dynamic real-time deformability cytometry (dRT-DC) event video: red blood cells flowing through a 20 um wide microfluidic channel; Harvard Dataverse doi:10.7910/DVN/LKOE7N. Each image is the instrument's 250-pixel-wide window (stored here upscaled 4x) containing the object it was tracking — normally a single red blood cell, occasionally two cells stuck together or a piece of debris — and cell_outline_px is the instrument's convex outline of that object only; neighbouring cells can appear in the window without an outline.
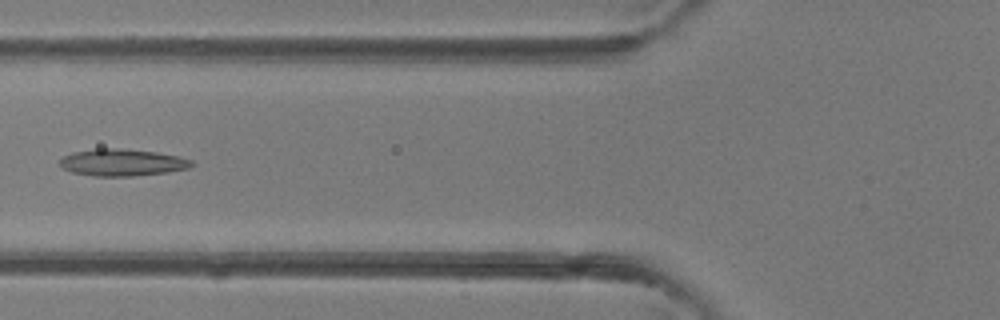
{"species": "common noctule bat (a hibernating species)", "species_latin": "Nyctalus noctula", "temperature_condition": "room temperature", "stored_images_in_passage": 41, "camera_frame_rate_fps": 3000, "um_per_image_px": 0.085, "animal": {"sex": "female"}, "frame": {"image": 1, "passage_image": 16, "time_ms": 5.0, "image_size_px": [1000, 320], "cell_outline_px": [[196, 164], [188, 168], [168, 172], [132, 176], [92, 176], [72, 172], [64, 168], [60, 164], [60, 160], [64, 156], [72, 152], [96, 148], [120, 148], [156, 152], [180, 156], [192, 160]], "centroid_in_image_um": [10.42, 13.8], "position_along_channel_um": 115.4, "area_um2": 20.81}}
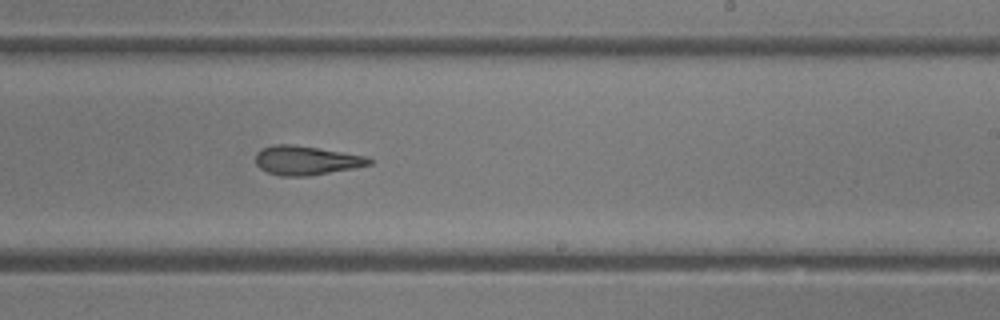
{"frame": {"image": 2, "passage_image": 25, "time_ms": 8.0, "image_size_px": [1000, 320], "cell_outline_px": [[372, 164], [356, 168], [308, 176], [280, 176], [268, 172], [260, 168], [256, 164], [256, 152], [260, 148], [276, 144], [292, 144], [364, 156], [372, 160]], "centroid_in_image_um": [25.99, 13.64], "position_along_channel_um": 263.0, "area_um2": 19.13}}
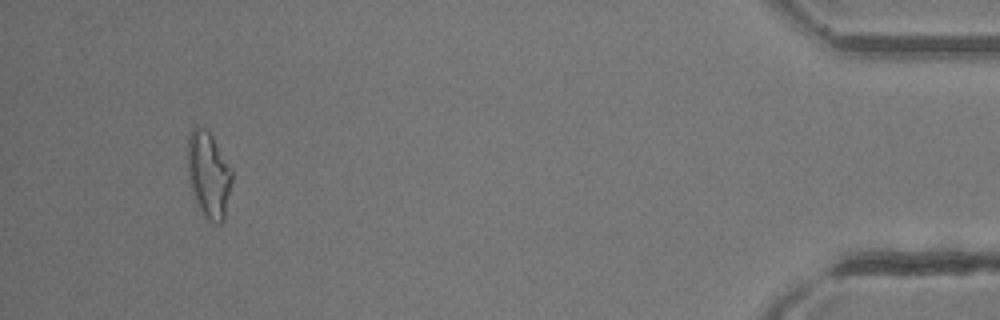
{"frame": {"image": 3, "passage_image": 39, "time_ms": 12.667, "image_size_px": [1000, 320], "cell_outline_px": [[232, 180], [224, 220], [220, 224], [216, 224], [208, 220], [204, 216], [196, 204], [188, 180], [188, 136], [192, 128], [196, 124], [204, 128], [212, 136], [232, 168]], "centroid_in_image_um": [17.73, 14.86], "position_along_channel_um": 417.5, "area_um2": 22.48}}